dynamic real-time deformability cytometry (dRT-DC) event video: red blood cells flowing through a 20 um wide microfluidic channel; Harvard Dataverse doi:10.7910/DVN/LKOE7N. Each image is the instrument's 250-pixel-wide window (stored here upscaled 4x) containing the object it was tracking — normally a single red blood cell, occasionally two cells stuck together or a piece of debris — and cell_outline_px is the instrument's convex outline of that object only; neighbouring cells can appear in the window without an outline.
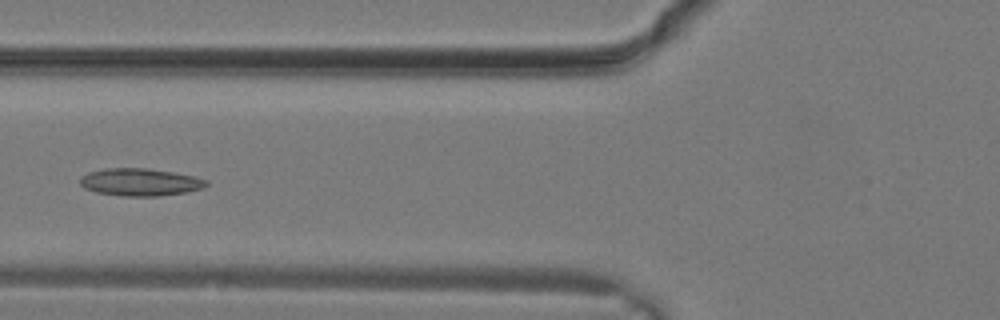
{"species": "common noctule bat (a hibernating species)", "species_latin": "Nyctalus noctula", "temperature_condition": "warm", "stored_images_in_passage": 23, "camera_frame_rate_fps": 3000, "um_per_image_px": 0.085, "animal": {"sex": "male", "body_mass_g": 19.2, "forearm_length_mm": 51.8}, "frame": {"image": 1, "passage_image": 5, "time_ms": 1.333, "image_size_px": [1000, 320], "cell_outline_px": [[208, 184], [200, 188], [188, 192], [156, 196], [124, 196], [96, 192], [84, 188], [80, 184], [80, 176], [88, 172], [104, 168], [148, 168], [196, 176], [208, 180]], "centroid_in_image_um": [11.89, 15.47], "position_along_channel_um": 113.9, "area_um2": 20.29}}
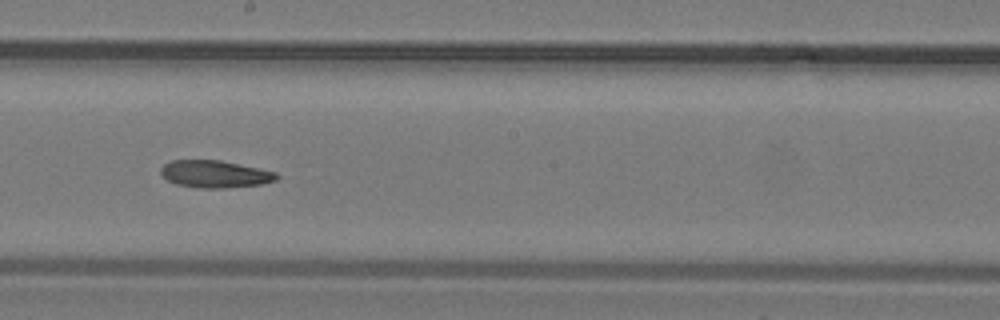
{"frame": {"image": 2, "passage_image": 10, "time_ms": 3.0, "image_size_px": [1000, 320], "cell_outline_px": [[280, 176], [276, 180], [260, 184], [224, 188], [200, 188], [176, 184], [168, 180], [160, 172], [160, 168], [164, 164], [172, 160], [220, 160], [276, 172]], "centroid_in_image_um": [18.26, 14.79], "position_along_channel_um": 229.9, "area_um2": 18.26}}
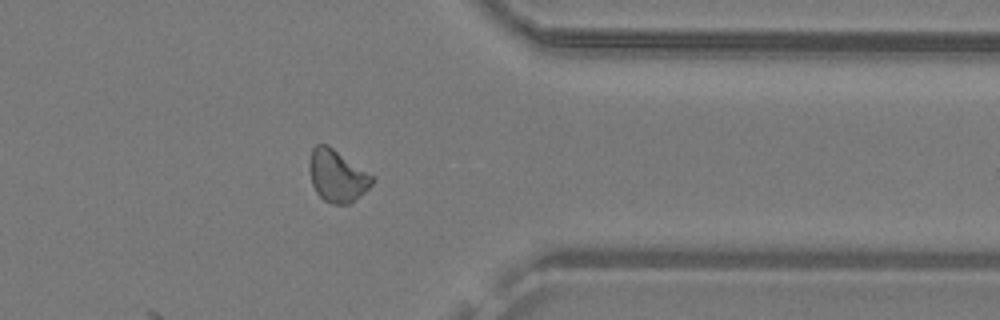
{"frame": {"image": 3, "passage_image": 17, "time_ms": 5.333, "image_size_px": [1000, 320], "cell_outline_px": [[372, 184], [364, 192], [348, 204], [332, 204], [324, 200], [316, 192], [312, 184], [308, 168], [308, 160], [312, 148], [316, 144], [328, 144], [372, 176]], "centroid_in_image_um": [28.59, 14.93], "position_along_channel_um": 382.8, "area_um2": 18.84}}